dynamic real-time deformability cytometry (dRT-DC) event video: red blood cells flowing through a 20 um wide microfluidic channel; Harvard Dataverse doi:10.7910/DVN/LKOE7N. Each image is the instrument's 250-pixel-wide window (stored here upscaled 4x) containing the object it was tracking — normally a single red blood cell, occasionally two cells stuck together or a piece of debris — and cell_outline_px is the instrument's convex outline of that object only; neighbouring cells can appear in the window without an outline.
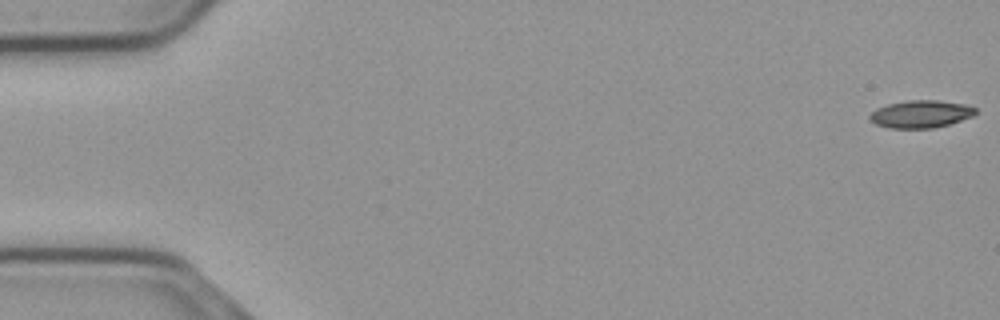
{"species": "common noctule bat (a hibernating species)", "species_latin": "Nyctalus noctula", "temperature_condition": "cold", "stored_images_in_passage": 50, "camera_frame_rate_fps": 3000, "um_per_image_px": 0.085, "animal": {"sex": "male", "body_mass_g": 23.1, "forearm_length_mm": 52.7}, "frame": {"image": 1, "passage_image": 1, "time_ms": 0.0, "image_size_px": [1000, 320], "cell_outline_px": [[976, 112], [972, 116], [948, 124], [932, 128], [888, 128], [876, 124], [868, 116], [876, 108], [888, 104], [908, 100], [936, 100], [964, 104], [976, 108]], "centroid_in_image_um": [78.24, 9.69], "position_along_channel_um": 6.8, "area_um2": 16.76}}
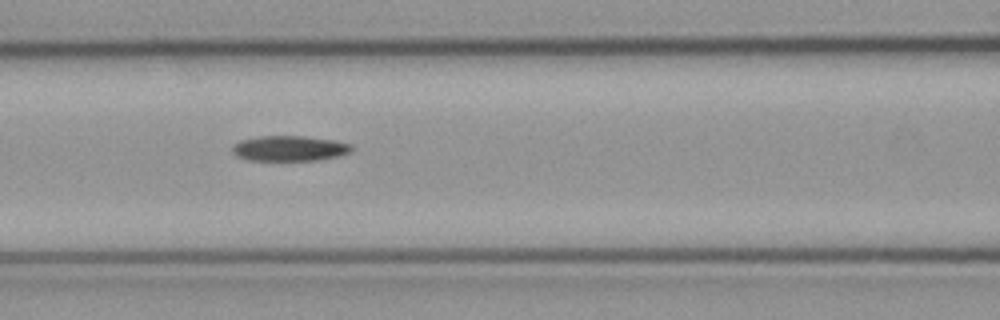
{"frame": {"image": 2, "passage_image": 24, "time_ms": 7.667, "image_size_px": [1000, 320], "cell_outline_px": [[352, 152], [340, 156], [320, 160], [248, 160], [236, 156], [232, 152], [232, 148], [240, 140], [260, 136], [304, 136], [332, 140], [352, 144]], "centroid_in_image_um": [24.63, 12.62], "position_along_channel_um": 142.0, "area_um2": 17.63}}
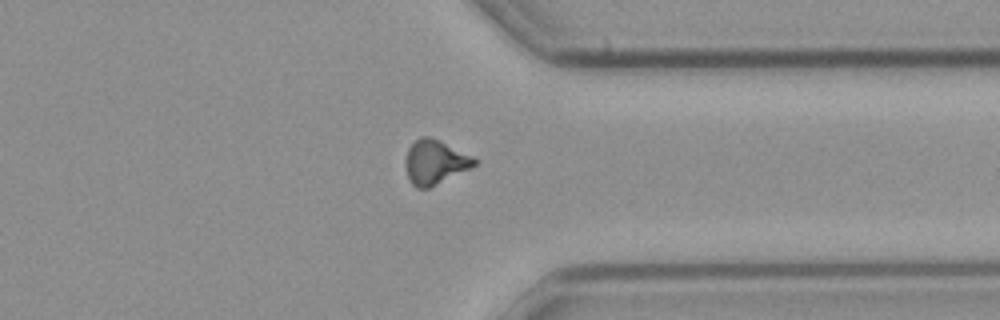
{"frame": {"image": 3, "passage_image": 43, "time_ms": 14.0, "image_size_px": [1000, 320], "cell_outline_px": [[480, 160], [476, 164], [428, 188], [416, 188], [412, 184], [408, 176], [404, 164], [408, 148], [420, 136], [428, 136], [440, 140]], "centroid_in_image_um": [36.95, 13.76], "position_along_channel_um": 374.5, "area_um2": 17.51}, "authors_computed_cell_mechanics": {"area_um2": 17.4845, "velocity_mm_per_s": 3.7211, "shape_relaxation_time_tau1_ms": 7.9654, "shape_relaxation_time_tau2_ms": null, "deformation_change_tau1": 0.1872, "deformation_change_tau2": null}}